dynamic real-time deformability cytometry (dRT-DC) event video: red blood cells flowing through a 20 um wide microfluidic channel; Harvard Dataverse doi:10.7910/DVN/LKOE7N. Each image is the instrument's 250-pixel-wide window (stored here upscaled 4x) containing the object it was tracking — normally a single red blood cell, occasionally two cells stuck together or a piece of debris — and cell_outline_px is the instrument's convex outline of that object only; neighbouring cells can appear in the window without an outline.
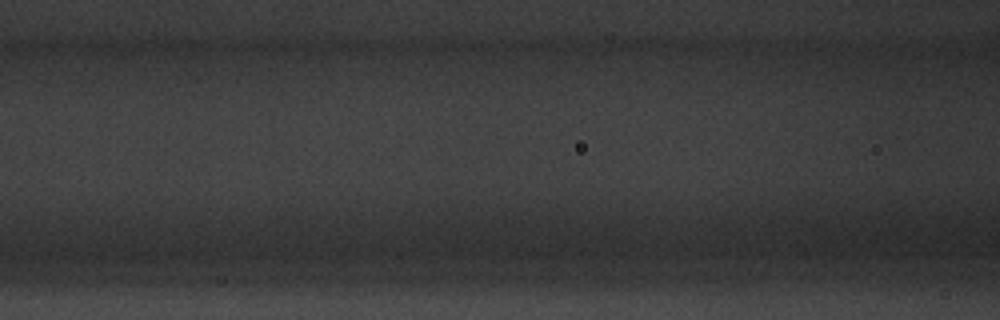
{"species": "common noctule bat (a hibernating species)", "species_latin": "Nyctalus noctula", "temperature_condition": "warm", "stored_images_in_passage": 5, "camera_frame_rate_fps": 3000, "um_per_image_px": 0.085, "animal": {"sex": "male", "body_mass_g": 20.1, "forearm_length_mm": 53.5}, "frame": {"image": 1, "passage_image": 5, "time_ms": 1.333, "image_size_px": [1000, 320], "cell_outline_px": [[664, 244], [644, 252], [608, 256], [448, 256], [440, 252], [440, 248], [448, 240], [592, 228], [660, 240]], "centroid_in_image_um": [46.93, 20.78], "position_along_channel_um": 119.7, "area_um2": 33.0}}